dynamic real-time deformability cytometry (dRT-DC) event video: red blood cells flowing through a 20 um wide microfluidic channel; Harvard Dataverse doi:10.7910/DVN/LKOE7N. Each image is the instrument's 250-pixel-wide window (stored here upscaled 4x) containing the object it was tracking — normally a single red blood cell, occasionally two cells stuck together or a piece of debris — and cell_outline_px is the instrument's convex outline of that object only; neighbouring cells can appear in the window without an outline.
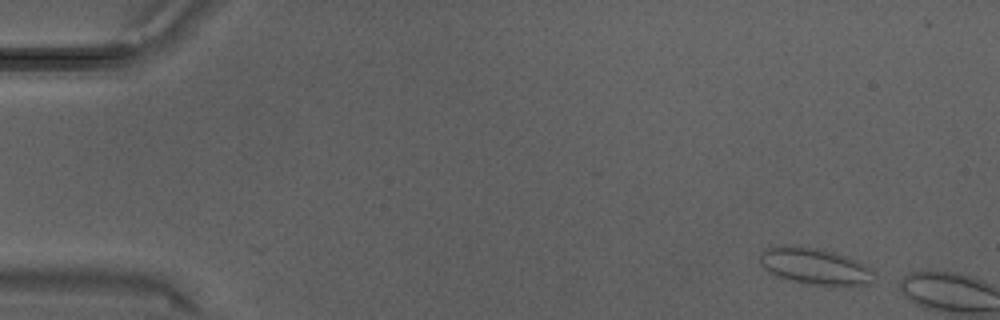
{"species": "Egyptian fruit bat (a non-hibernating species)", "species_latin": "Rousettus aegyptiacus", "temperature_condition": "warm", "stored_images_in_passage": 3, "camera_frame_rate_fps": 3000, "um_per_image_px": 0.085, "animal": {"sex": "male"}, "frame": {"image": 1, "passage_image": 1, "time_ms": 0.0, "image_size_px": [1000, 320], "cell_outline_px": [[876, 276], [868, 284], [812, 284], [792, 280], [768, 272], [760, 264], [760, 256], [764, 248], [784, 244], [796, 244], [816, 248], [832, 252], [860, 260]], "centroid_in_image_um": [69.21, 22.58], "position_along_channel_um": 15.8, "area_um2": 23.99}}